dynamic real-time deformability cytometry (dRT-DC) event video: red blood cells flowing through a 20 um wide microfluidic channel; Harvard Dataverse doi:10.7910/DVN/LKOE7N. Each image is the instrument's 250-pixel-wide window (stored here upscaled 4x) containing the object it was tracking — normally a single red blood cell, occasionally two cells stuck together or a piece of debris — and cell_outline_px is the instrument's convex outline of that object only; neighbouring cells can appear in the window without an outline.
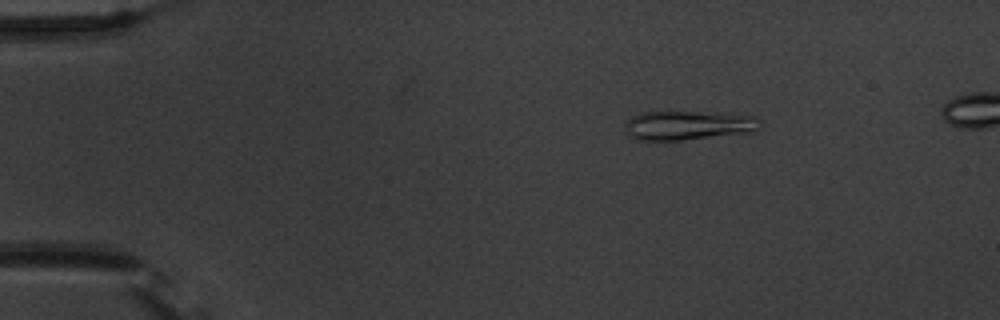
{"species": "common noctule bat (a hibernating species)", "species_latin": "Nyctalus noctula", "temperature_condition": "warm", "stored_images_in_passage": 47, "camera_frame_rate_fps": 3000, "um_per_image_px": 0.085, "animal": {"sex": "male", "body_mass_g": 20.1, "forearm_length_mm": 53.5}, "frame": {"image": 1, "passage_image": 1, "time_ms": 0.0, "image_size_px": [1000, 320], "cell_outline_px": [[760, 128], [756, 132], [680, 140], [636, 140], [628, 132], [624, 124], [632, 116], [640, 112], [692, 112], [756, 116], [760, 120]], "centroid_in_image_um": [58.52, 10.66], "position_along_channel_um": 26.5, "area_um2": 22.77}}
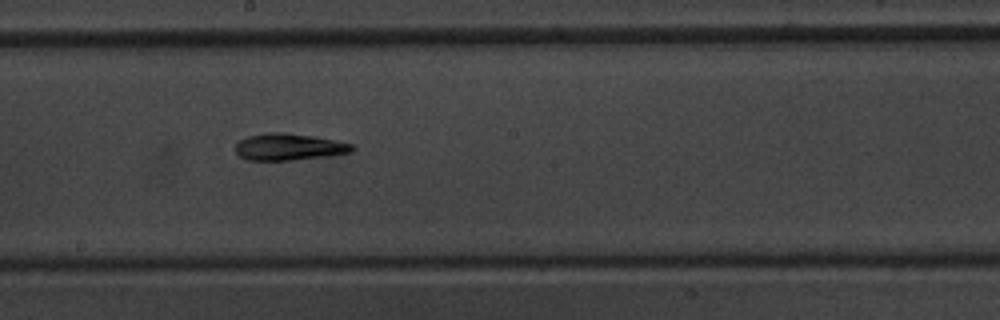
{"frame": {"image": 2, "passage_image": 23, "time_ms": 7.333, "image_size_px": [1000, 320], "cell_outline_px": [[356, 148], [352, 152], [328, 156], [292, 160], [248, 160], [240, 156], [236, 152], [236, 144], [240, 140], [248, 136], [268, 132], [284, 132], [312, 136], [352, 144]], "centroid_in_image_um": [24.56, 12.49], "position_along_channel_um": 223.6, "area_um2": 18.09}}
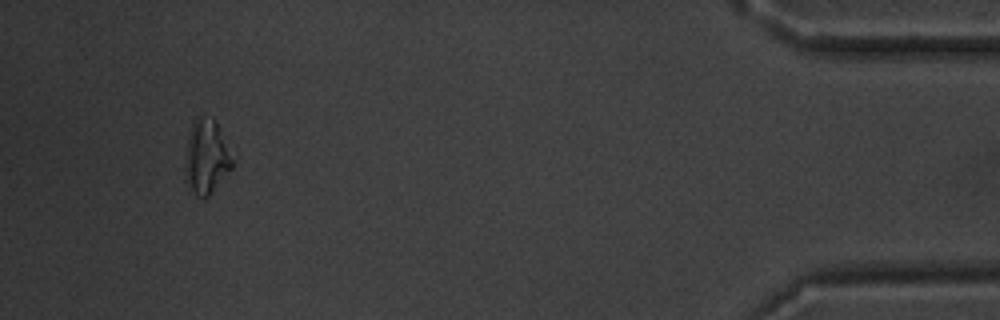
{"frame": {"image": 3, "passage_image": 44, "time_ms": 14.333, "image_size_px": [1000, 320], "cell_outline_px": [[236, 160], [232, 168], [208, 196], [204, 200], [196, 196], [184, 180], [184, 160], [188, 136], [192, 124], [196, 116], [212, 116], [216, 120]], "centroid_in_image_um": [17.55, 13.32], "position_along_channel_um": 417.7, "area_um2": 21.21}}